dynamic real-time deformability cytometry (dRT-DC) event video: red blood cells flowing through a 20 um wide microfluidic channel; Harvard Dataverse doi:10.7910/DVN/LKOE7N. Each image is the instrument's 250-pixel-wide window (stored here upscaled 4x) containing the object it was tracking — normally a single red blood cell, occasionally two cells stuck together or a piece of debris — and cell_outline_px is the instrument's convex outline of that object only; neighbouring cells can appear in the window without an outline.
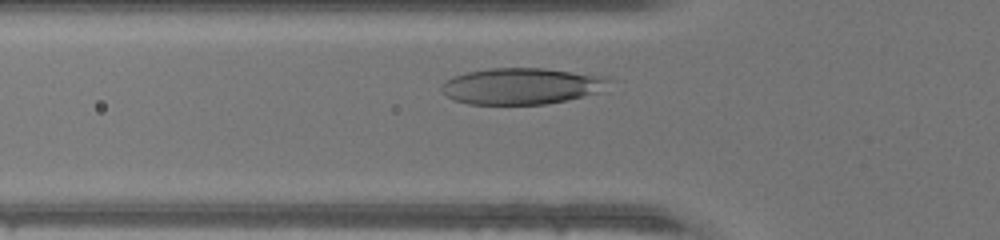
{"species": "human", "species_latin": "Homo sapiens", "temperature_condition": "warm", "stored_images_in_passage": 27, "camera_frame_rate_fps": 3000, "um_per_image_px": 0.085, "donor": {"sex": "male"}, "frame": {"image": 1, "passage_image": 6, "time_ms": 1.667, "image_size_px": [1000, 240], "cell_outline_px": [[616, 80], [600, 92], [568, 100], [544, 104], [468, 104], [452, 100], [440, 88], [440, 84], [452, 76], [468, 72], [492, 68], [544, 68], [608, 76]], "centroid_in_image_um": [44.39, 7.31], "position_along_channel_um": 81.4, "area_um2": 35.89}}
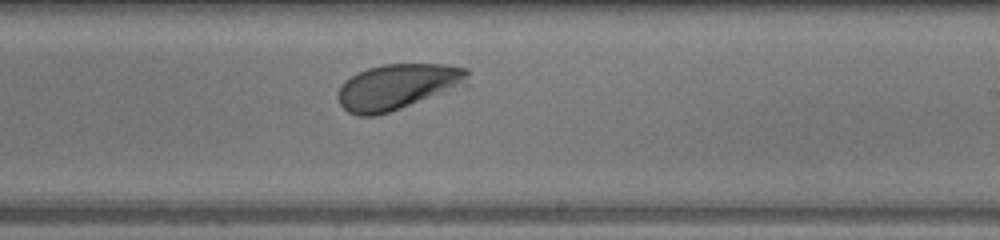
{"frame": {"image": 2, "passage_image": 18, "time_ms": 5.667, "image_size_px": [1000, 240], "cell_outline_px": [[468, 88], [376, 116], [356, 116], [348, 112], [340, 104], [336, 96], [344, 80], [356, 72], [368, 68], [384, 64], [448, 64], [468, 68]], "centroid_in_image_um": [33.9, 7.38], "position_along_channel_um": 255.1, "area_um2": 35.78}}
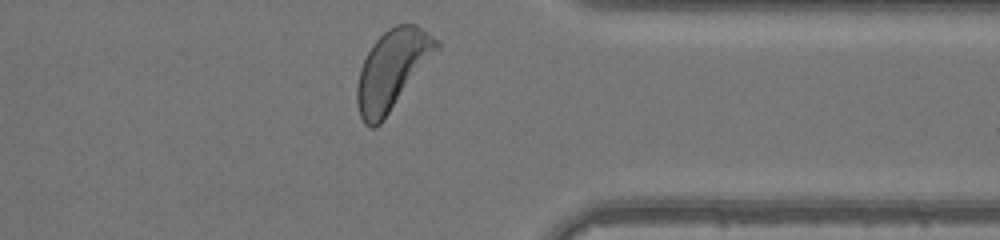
{"frame": {"image": 3, "passage_image": 27, "time_ms": 8.667, "image_size_px": [1000, 240], "cell_outline_px": [[440, 48], [380, 124], [376, 128], [368, 128], [364, 124], [360, 116], [356, 100], [356, 84], [360, 68], [372, 44], [388, 28], [396, 24], [416, 24], [440, 40]], "centroid_in_image_um": [33.33, 5.93], "position_along_channel_um": 378.1, "area_um2": 36.82}}